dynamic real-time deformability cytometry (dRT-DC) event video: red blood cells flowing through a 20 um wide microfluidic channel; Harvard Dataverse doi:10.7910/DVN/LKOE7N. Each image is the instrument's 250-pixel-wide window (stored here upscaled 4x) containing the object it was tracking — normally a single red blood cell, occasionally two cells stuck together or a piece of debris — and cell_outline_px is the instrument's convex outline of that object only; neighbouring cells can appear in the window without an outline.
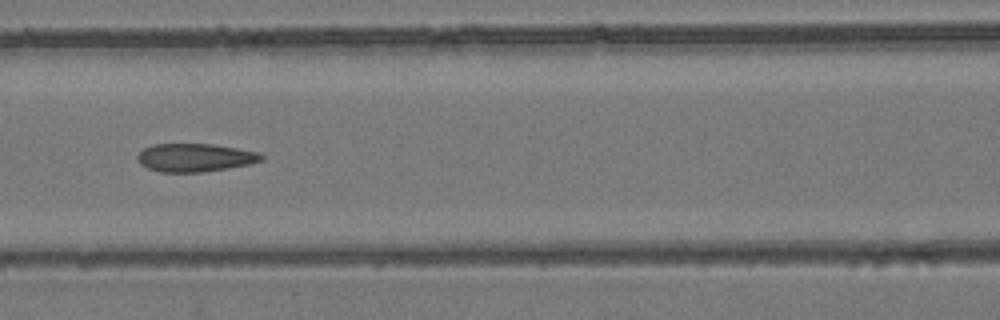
{"species": "common noctule bat (a hibernating species)", "species_latin": "Nyctalus noctula", "temperature_condition": "room temperature", "stored_images_in_passage": 7, "camera_frame_rate_fps": 3000, "um_per_image_px": 0.085, "animal": {"sex": "female", "body_mass_g": 24.6, "forearm_length_mm": 56.2}, "frame": {"image": 1, "passage_image": 7, "time_ms": 2.0, "image_size_px": [1000, 320], "cell_outline_px": [[264, 160], [248, 164], [228, 168], [204, 172], [160, 172], [148, 168], [140, 164], [136, 156], [144, 148], [152, 144], [212, 144], [260, 152], [264, 156]], "centroid_in_image_um": [16.58, 13.39], "position_along_channel_um": 150.0, "area_um2": 20.4}}